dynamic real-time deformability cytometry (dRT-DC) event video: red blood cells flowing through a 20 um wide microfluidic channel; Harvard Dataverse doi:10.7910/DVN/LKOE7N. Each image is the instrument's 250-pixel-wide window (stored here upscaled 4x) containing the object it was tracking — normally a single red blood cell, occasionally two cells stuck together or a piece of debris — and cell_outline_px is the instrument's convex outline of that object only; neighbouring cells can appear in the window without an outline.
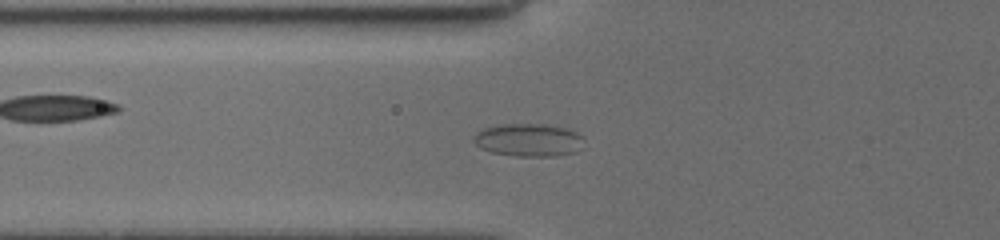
{"species": "common noctule bat (a hibernating species)", "species_latin": "Nyctalus noctula", "temperature_condition": "cold", "stored_images_in_passage": 29, "camera_frame_rate_fps": 3000, "um_per_image_px": 0.085, "animal": {"sex": "female", "body_mass_g": 19.5, "forearm_length_mm": 54.1}, "frame": {"image": 1, "passage_image": 5, "time_ms": 2.667, "image_size_px": [1000, 240], "cell_outline_px": [[584, 140], [576, 152], [556, 156], [516, 156], [492, 152], [480, 148], [472, 140], [476, 132], [484, 128], [504, 124], [544, 124], [568, 128], [584, 136]], "centroid_in_image_um": [44.94, 11.9], "position_along_channel_um": 80.9, "area_um2": 21.21}}
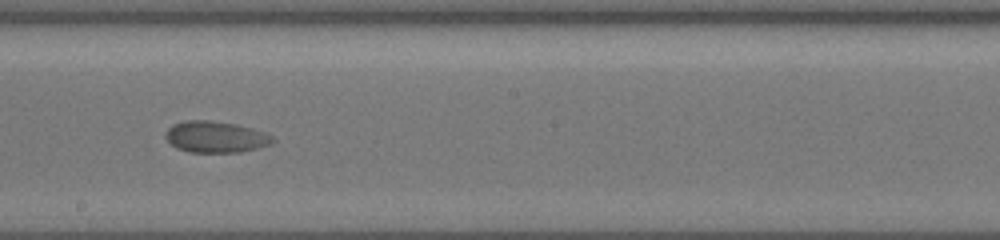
{"frame": {"image": 2, "passage_image": 11, "time_ms": 6.667, "image_size_px": [1000, 240], "cell_outline_px": [[276, 140], [272, 144], [240, 152], [188, 152], [176, 148], [164, 136], [164, 132], [172, 124], [184, 120], [208, 120], [236, 124], [252, 128], [264, 132], [272, 136]], "centroid_in_image_um": [18.31, 11.63], "position_along_channel_um": 229.9, "area_um2": 19.71}}
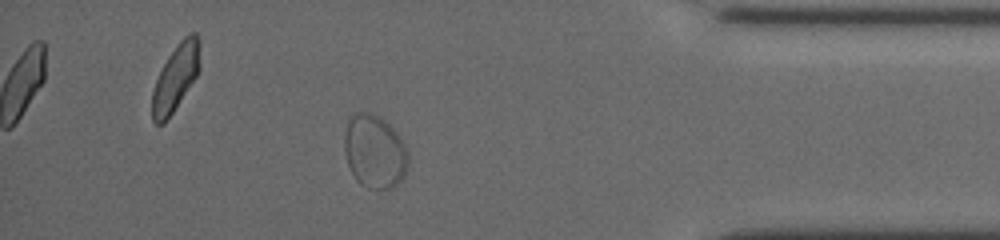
{"frame": {"image": 3, "passage_image": 25, "time_ms": 12.0, "image_size_px": [1000, 240], "cell_outline_px": [[408, 164], [404, 176], [392, 188], [368, 188], [360, 184], [356, 180], [348, 164], [344, 152], [344, 136], [348, 116], [352, 112], [368, 112], [380, 116], [396, 132], [404, 144], [408, 152]], "centroid_in_image_um": [31.81, 12.85], "position_along_channel_um": 403.4, "area_um2": 27.46}}